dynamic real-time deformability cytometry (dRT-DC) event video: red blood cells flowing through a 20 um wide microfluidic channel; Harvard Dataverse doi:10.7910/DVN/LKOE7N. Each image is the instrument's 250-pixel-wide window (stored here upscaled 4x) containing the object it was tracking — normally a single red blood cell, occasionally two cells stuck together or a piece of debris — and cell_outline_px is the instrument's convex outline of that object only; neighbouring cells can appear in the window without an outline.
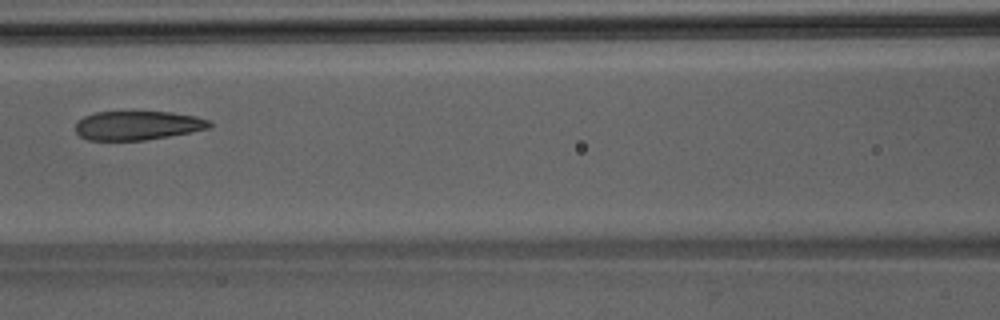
{"species": "Egyptian fruit bat (a non-hibernating species)", "species_latin": "Rousettus aegyptiacus", "temperature_condition": "room temperature", "stored_images_in_passage": 43, "camera_frame_rate_fps": 3000, "um_per_image_px": 0.085, "animal": {"sex": "male"}, "frame": {"image": 1, "passage_image": 17, "time_ms": 5.333, "image_size_px": [1000, 320], "cell_outline_px": [[212, 124], [208, 128], [168, 136], [144, 140], [88, 140], [80, 136], [76, 132], [76, 120], [84, 116], [96, 112], [172, 112], [196, 116], [208, 120]], "centroid_in_image_um": [11.65, 10.66], "position_along_channel_um": 154.9, "area_um2": 22.48}}
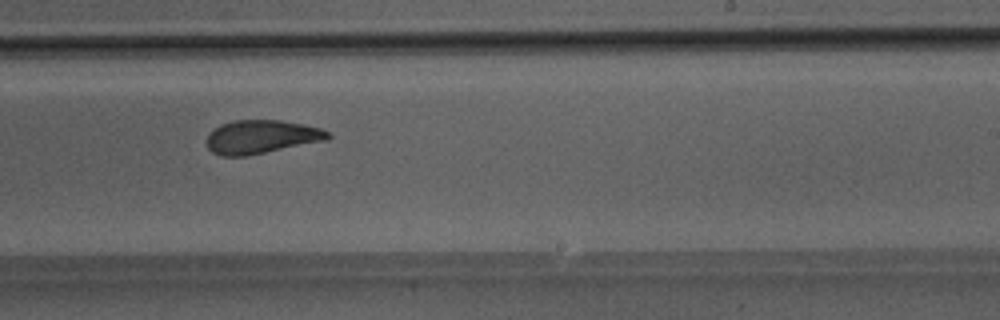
{"frame": {"image": 2, "passage_image": 25, "time_ms": 8.0, "image_size_px": [1000, 320], "cell_outline_px": [[332, 136], [328, 140], [248, 156], [220, 156], [212, 152], [208, 148], [208, 132], [212, 128], [220, 124], [236, 120], [280, 120], [304, 124], [320, 128], [328, 132]], "centroid_in_image_um": [22.21, 11.63], "position_along_channel_um": 266.8, "area_um2": 23.93}}
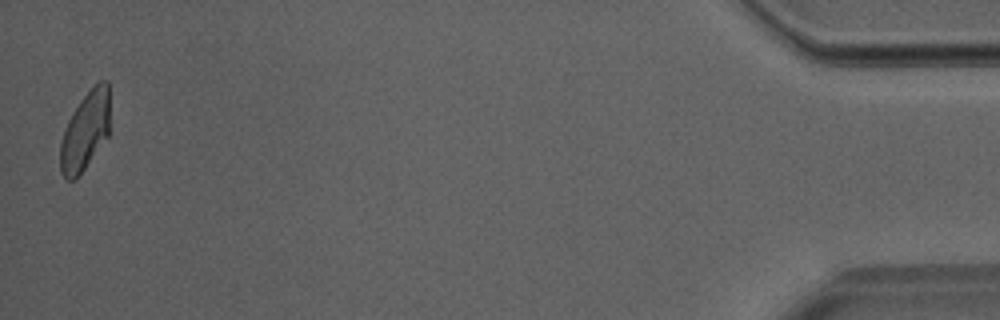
{"frame": {"image": 3, "passage_image": 43, "time_ms": 14.0, "image_size_px": [1000, 320], "cell_outline_px": [[108, 136], [76, 180], [68, 180], [60, 172], [60, 144], [64, 128], [72, 112], [80, 100], [100, 80], [108, 80]], "centroid_in_image_um": [7.21, 11.17], "position_along_channel_um": 428.0, "area_um2": 22.48}}